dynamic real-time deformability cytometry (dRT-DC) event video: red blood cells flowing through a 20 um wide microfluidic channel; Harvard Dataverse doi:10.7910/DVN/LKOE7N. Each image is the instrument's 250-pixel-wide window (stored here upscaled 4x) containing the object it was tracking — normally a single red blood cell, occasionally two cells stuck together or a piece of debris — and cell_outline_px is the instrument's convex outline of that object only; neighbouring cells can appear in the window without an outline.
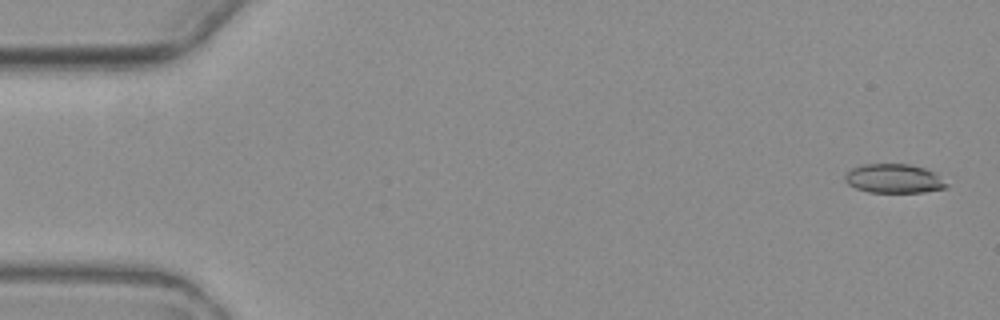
{"species": "common noctule bat (a hibernating species)", "species_latin": "Nyctalus noctula", "temperature_condition": "warm", "stored_images_in_passage": 5, "camera_frame_rate_fps": 3000, "um_per_image_px": 0.085, "animal": {"sex": "female", "body_mass_g": 19.3, "forearm_length_mm": 54.1}, "frame": {"image": 1, "passage_image": 1, "time_ms": 0.0, "image_size_px": [1000, 320], "cell_outline_px": [[948, 184], [944, 188], [924, 192], [868, 192], [856, 188], [848, 184], [844, 180], [844, 176], [852, 168], [864, 164], [908, 164], [924, 168], [936, 172]], "centroid_in_image_um": [75.99, 15.18], "position_along_channel_um": 9.0, "area_um2": 17.17}}